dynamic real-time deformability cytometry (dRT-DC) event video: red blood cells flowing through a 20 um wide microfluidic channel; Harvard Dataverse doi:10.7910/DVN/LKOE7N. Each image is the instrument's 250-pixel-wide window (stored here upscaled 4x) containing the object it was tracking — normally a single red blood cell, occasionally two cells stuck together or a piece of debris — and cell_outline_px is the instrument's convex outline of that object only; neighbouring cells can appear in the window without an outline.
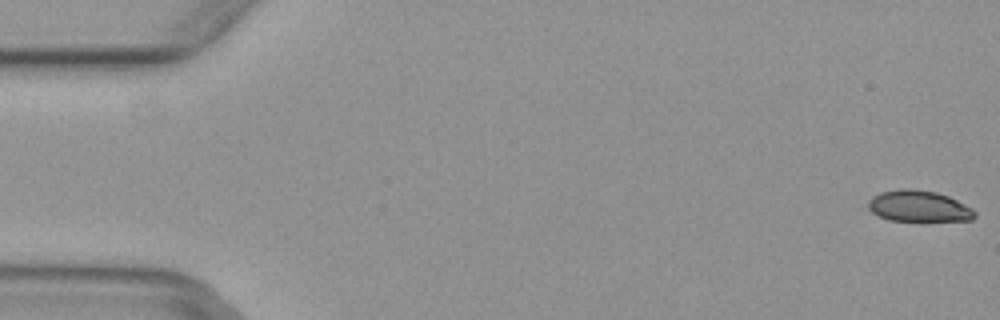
{"species": "common noctule bat (a hibernating species)", "species_latin": "Nyctalus noctula", "temperature_condition": "warm", "stored_images_in_passage": 6, "camera_frame_rate_fps": 3000, "um_per_image_px": 0.085, "animal": {"sex": "female", "body_mass_g": 29.2, "forearm_length_mm": 56.3}, "frame": {"image": 1, "passage_image": 1, "time_ms": 0.0, "image_size_px": [1000, 320], "cell_outline_px": [[976, 216], [972, 220], [888, 220], [876, 216], [868, 208], [868, 200], [872, 196], [880, 192], [900, 188], [912, 188], [936, 192], [948, 196], [972, 208], [976, 212]], "centroid_in_image_um": [78.05, 17.51], "position_along_channel_um": 7.0, "area_um2": 19.42}}